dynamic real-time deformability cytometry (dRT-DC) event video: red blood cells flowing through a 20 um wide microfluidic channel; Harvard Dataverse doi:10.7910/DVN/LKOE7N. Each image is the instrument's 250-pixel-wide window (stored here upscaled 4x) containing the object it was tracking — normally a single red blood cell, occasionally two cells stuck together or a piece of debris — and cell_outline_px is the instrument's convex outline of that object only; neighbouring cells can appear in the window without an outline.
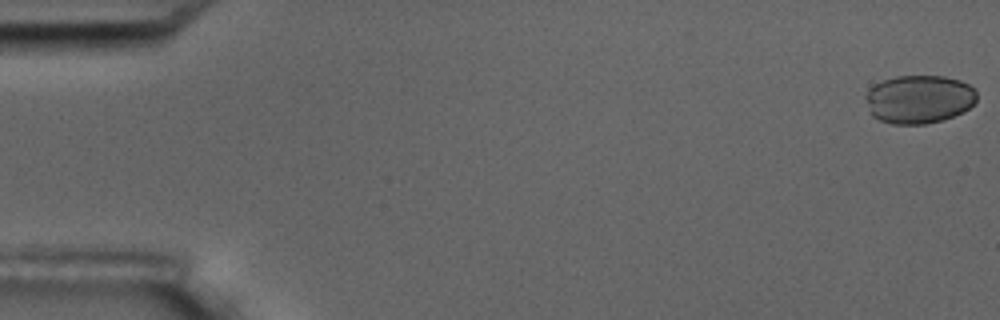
{"species": "common noctule bat (a hibernating species)", "species_latin": "Nyctalus noctula", "temperature_condition": "room temperature", "stored_images_in_passage": 17, "camera_frame_rate_fps": 3000, "um_per_image_px": 0.085, "animal": {"sex": "male", "body_mass_g": 17.5, "forearm_length_mm": 52.3}, "frame": {"image": 1, "passage_image": 1, "time_ms": 0.0, "image_size_px": [1000, 320], "cell_outline_px": [[976, 100], [964, 112], [944, 120], [924, 124], [892, 124], [880, 120], [872, 116], [864, 96], [868, 88], [884, 80], [896, 76], [944, 76], [960, 80], [968, 84], [976, 92]], "centroid_in_image_um": [78.1, 8.44], "position_along_channel_um": 6.9, "area_um2": 31.44}}
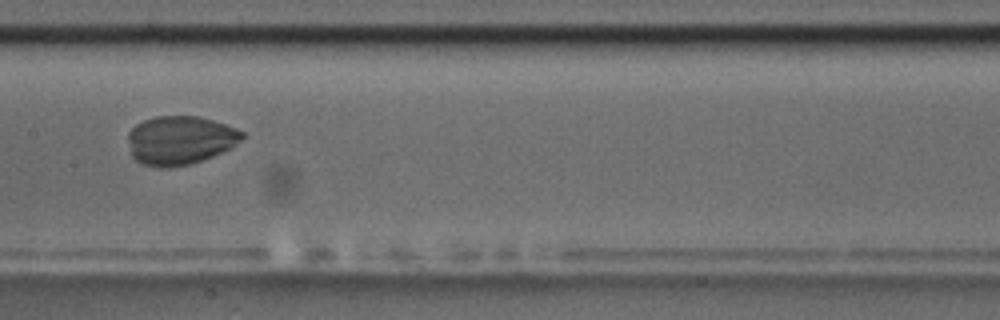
{"frame": {"image": 2, "passage_image": 9, "time_ms": 9.333, "image_size_px": [1000, 320], "cell_outline_px": [[244, 136], [240, 140], [228, 148], [212, 156], [188, 164], [168, 168], [156, 168], [144, 164], [136, 160], [132, 156], [128, 140], [128, 132], [136, 124], [144, 120], [156, 116], [196, 116], [212, 120], [236, 128], [244, 132]], "centroid_in_image_um": [15.26, 11.91], "position_along_channel_um": 192.1, "area_um2": 32.08}}
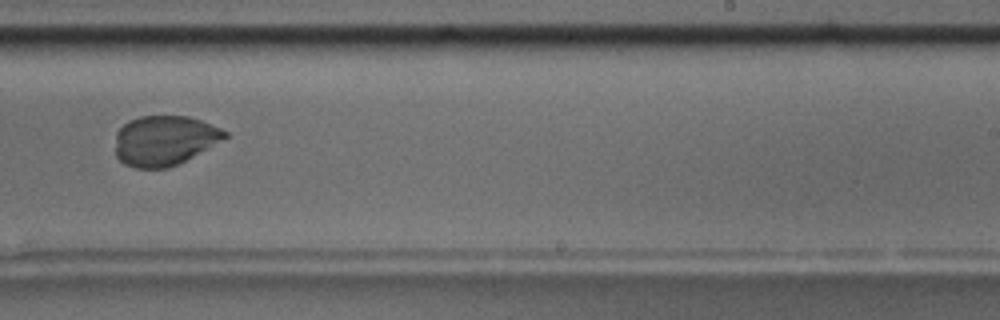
{"frame": {"image": 3, "passage_image": 11, "time_ms": 11.667, "image_size_px": [1000, 320], "cell_outline_px": [[228, 136], [192, 156], [168, 168], [136, 168], [124, 164], [116, 156], [116, 132], [128, 120], [140, 116], [188, 116], [200, 120], [220, 128], [228, 132]], "centroid_in_image_um": [13.93, 11.93], "position_along_channel_um": 275.1, "area_um2": 31.5}}